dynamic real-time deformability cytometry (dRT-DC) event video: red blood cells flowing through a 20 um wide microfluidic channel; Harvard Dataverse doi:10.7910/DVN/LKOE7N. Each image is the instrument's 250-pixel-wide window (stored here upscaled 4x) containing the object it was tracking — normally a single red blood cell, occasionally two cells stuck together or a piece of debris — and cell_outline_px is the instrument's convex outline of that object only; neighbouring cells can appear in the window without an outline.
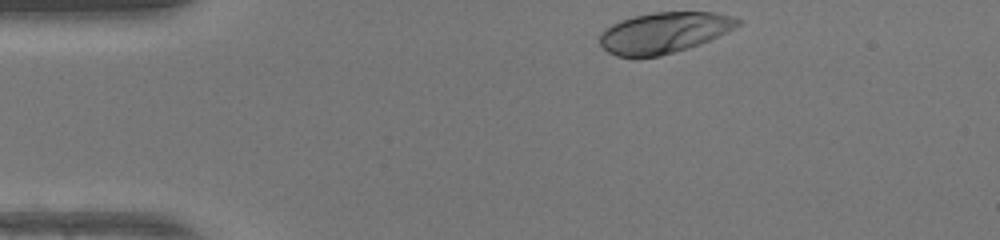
{"species": "human", "species_latin": "Homo sapiens", "temperature_condition": "warm", "stored_images_in_passage": 32, "camera_frame_rate_fps": 3000, "um_per_image_px": 0.085, "donor": {"sex": "female"}, "frame": {"image": 1, "passage_image": 1, "time_ms": 0.0, "image_size_px": [1000, 240], "cell_outline_px": [[744, 20], [740, 24], [700, 44], [688, 48], [660, 56], [616, 56], [608, 52], [600, 44], [600, 32], [604, 28], [620, 20], [632, 16], [652, 12], [712, 12]], "centroid_in_image_um": [56.39, 2.76], "position_along_channel_um": 28.6, "area_um2": 32.54}}
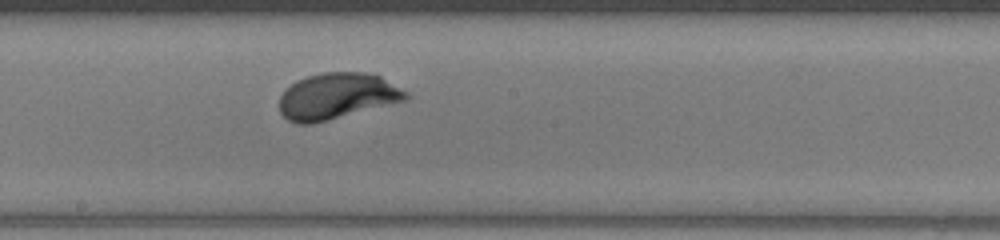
{"frame": {"image": 2, "passage_image": 19, "time_ms": 6.0, "image_size_px": [1000, 240], "cell_outline_px": [[412, 96], [408, 100], [312, 124], [296, 124], [288, 120], [280, 112], [280, 96], [296, 80], [308, 76], [324, 72], [364, 72], [380, 76], [408, 92]], "centroid_in_image_um": [28.68, 8.18], "position_along_channel_um": 219.5, "area_um2": 34.04}}
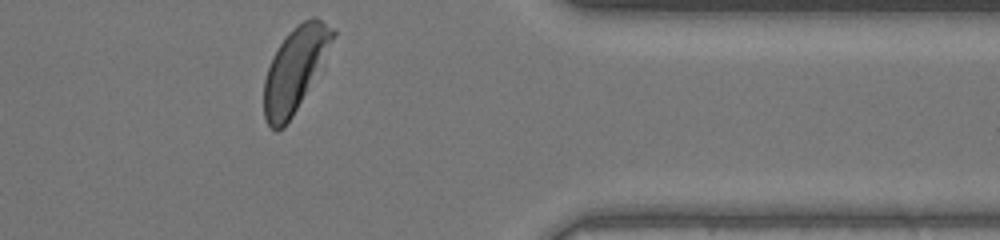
{"frame": {"image": 3, "passage_image": 32, "time_ms": 10.333, "image_size_px": [1000, 240], "cell_outline_px": [[336, 36], [292, 116], [284, 128], [276, 132], [268, 124], [264, 116], [264, 80], [272, 56], [280, 44], [292, 28], [304, 20], [312, 16], [316, 16], [336, 28]], "centroid_in_image_um": [25.06, 5.85], "position_along_channel_um": 386.3, "area_um2": 32.89}, "authors_computed_cell_mechanics": {"area_um2": 33.524, "velocity_mm_per_s": 4.2396, "shape_relaxation_time_tau1_ms": 1.725, "shape_relaxation_time_tau2_ms": null, "deformation_change_tau1": 0.1563, "deformation_change_tau2": null}}